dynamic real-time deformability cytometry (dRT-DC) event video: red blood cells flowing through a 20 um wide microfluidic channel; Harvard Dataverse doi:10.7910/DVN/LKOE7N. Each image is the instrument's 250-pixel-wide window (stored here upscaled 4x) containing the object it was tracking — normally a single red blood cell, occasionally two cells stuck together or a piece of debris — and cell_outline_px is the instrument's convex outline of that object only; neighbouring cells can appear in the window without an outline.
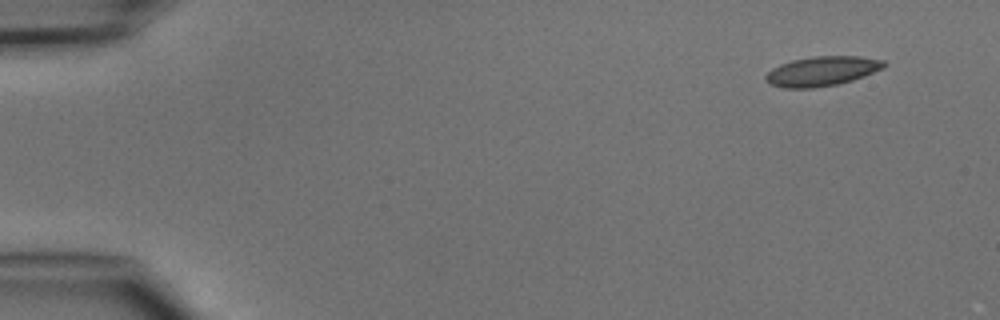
{"species": "common noctule bat (a hibernating species)", "species_latin": "Nyctalus noctula", "temperature_condition": "cold", "stored_images_in_passage": 4, "camera_frame_rate_fps": 3000, "um_per_image_px": 0.085, "animal": {"sex": "male", "body_mass_g": 15.6}, "frame": {"image": 1, "passage_image": 1, "time_ms": 0.0, "image_size_px": [1000, 320], "cell_outline_px": [[888, 64], [884, 68], [864, 76], [840, 84], [812, 88], [784, 88], [768, 84], [764, 80], [764, 76], [772, 68], [780, 64], [792, 60], [812, 56], [860, 56], [884, 60]], "centroid_in_image_um": [69.86, 6.05], "position_along_channel_um": 15.1, "area_um2": 20.69}}
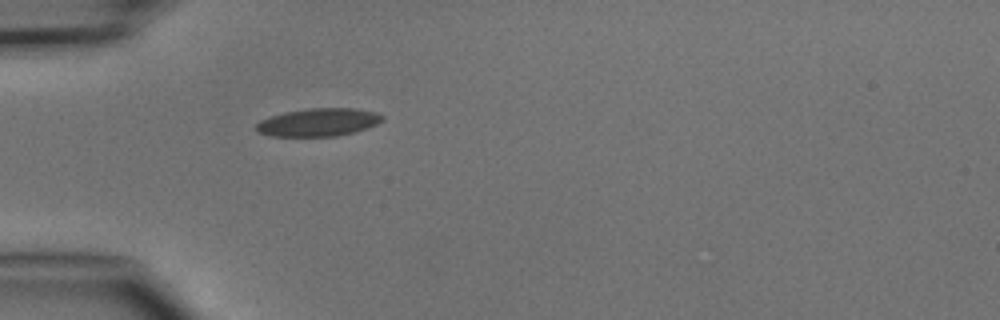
{"frame": {"image": 2, "passage_image": 4, "time_ms": 3.667, "image_size_px": [1000, 320], "cell_outline_px": [[384, 120], [376, 124], [352, 132], [336, 136], [272, 136], [256, 132], [256, 124], [260, 120], [284, 112], [308, 108], [356, 108], [376, 112], [384, 116]], "centroid_in_image_um": [27.05, 10.38], "position_along_channel_um": 58.0, "area_um2": 20.46}}